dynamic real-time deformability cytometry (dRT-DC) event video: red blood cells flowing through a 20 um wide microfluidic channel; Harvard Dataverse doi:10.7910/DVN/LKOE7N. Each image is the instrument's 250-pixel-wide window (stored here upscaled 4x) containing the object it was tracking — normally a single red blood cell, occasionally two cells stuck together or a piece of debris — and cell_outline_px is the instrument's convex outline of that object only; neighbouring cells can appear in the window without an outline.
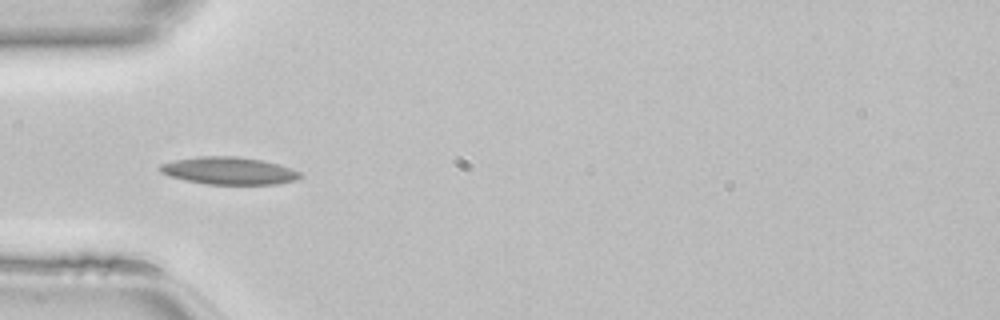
{"species": "common noctule bat (a hibernating species)", "species_latin": "Nyctalus noctula", "temperature_condition": "room temperature", "stored_images_in_passage": 33, "camera_frame_rate_fps": 3000, "um_per_image_px": 0.085, "animal": {"sex": "female", "body_mass_g": 22.7, "forearm_length_mm": 54.2}, "frame": {"image": 1, "passage_image": 1, "time_ms": 0.0, "image_size_px": [1000, 320], "cell_outline_px": [[304, 176], [296, 180], [276, 184], [208, 184], [188, 180], [172, 176], [160, 172], [156, 168], [160, 164], [176, 160], [200, 156], [236, 156], [264, 160], [280, 164], [292, 168], [300, 172]], "centroid_in_image_um": [19.51, 14.5], "position_along_channel_um": 65.5, "area_um2": 22.43}}